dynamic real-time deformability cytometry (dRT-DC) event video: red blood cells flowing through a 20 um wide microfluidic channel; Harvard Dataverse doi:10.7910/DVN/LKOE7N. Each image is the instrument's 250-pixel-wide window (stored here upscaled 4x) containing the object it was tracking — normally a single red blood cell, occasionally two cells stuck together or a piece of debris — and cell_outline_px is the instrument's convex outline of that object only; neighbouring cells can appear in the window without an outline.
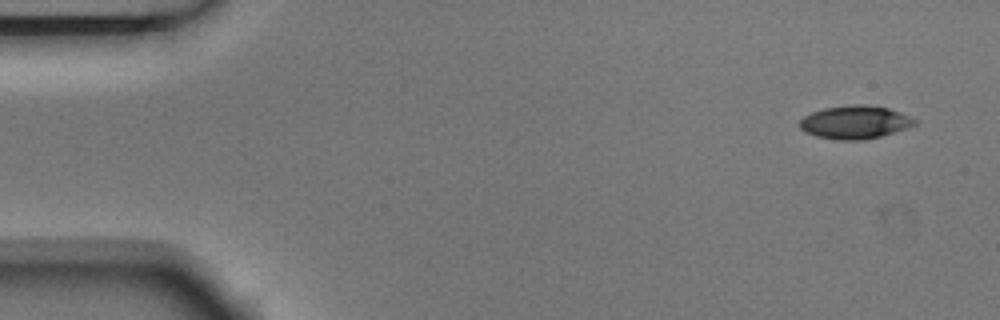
{"species": "Egyptian fruit bat (a non-hibernating species)", "species_latin": "Rousettus aegyptiacus", "temperature_condition": "room temperature", "stored_images_in_passage": 3, "camera_frame_rate_fps": 3000, "um_per_image_px": 0.085, "animal": {"sex": "male"}, "frame": {"image": 1, "passage_image": 1, "time_ms": 0.0, "image_size_px": [1000, 320], "cell_outline_px": [[916, 124], [908, 128], [880, 136], [860, 140], [840, 140], [816, 136], [804, 132], [800, 128], [800, 120], [804, 116], [812, 112], [824, 108], [852, 104], [856, 104], [888, 108], [912, 116], [916, 120]], "centroid_in_image_um": [72.67, 10.39], "position_along_channel_um": 12.3, "area_um2": 22.14}}